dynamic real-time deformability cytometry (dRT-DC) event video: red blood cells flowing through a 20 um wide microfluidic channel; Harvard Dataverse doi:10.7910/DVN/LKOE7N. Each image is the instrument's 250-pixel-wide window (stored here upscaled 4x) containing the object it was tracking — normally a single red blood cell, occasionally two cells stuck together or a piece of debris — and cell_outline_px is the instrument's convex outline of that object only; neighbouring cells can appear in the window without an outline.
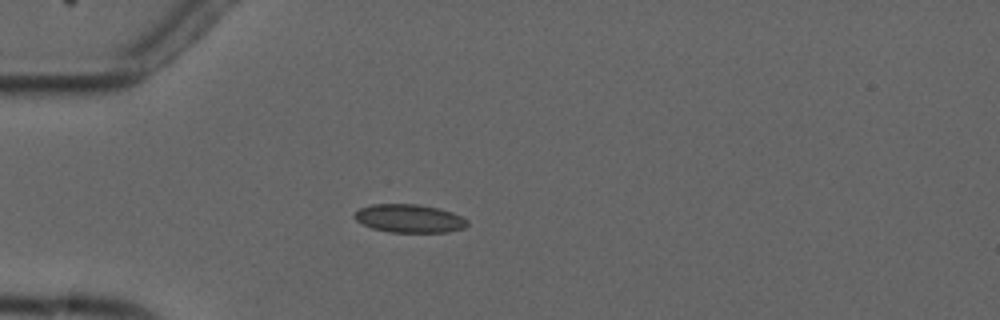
{"species": "common noctule bat (a hibernating species)", "species_latin": "Nyctalus noctula", "temperature_condition": "cold", "stored_images_in_passage": 6, "camera_frame_rate_fps": 3000, "um_per_image_px": 0.085, "animal": {"sex": "male", "forearm_length_mm": 52.5}, "frame": {"image": 1, "passage_image": 5, "time_ms": 4.667, "image_size_px": [1000, 320], "cell_outline_px": [[468, 224], [464, 228], [448, 232], [388, 232], [372, 228], [356, 220], [352, 216], [360, 208], [372, 204], [420, 204], [452, 212], [468, 220]], "centroid_in_image_um": [34.79, 18.57], "position_along_channel_um": 50.2, "area_um2": 18.55}}